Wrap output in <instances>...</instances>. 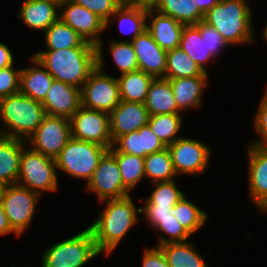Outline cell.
Returning a JSON list of instances; mask_svg holds the SVG:
<instances>
[{
	"instance_id": "cell-1",
	"label": "cell",
	"mask_w": 267,
	"mask_h": 267,
	"mask_svg": "<svg viewBox=\"0 0 267 267\" xmlns=\"http://www.w3.org/2000/svg\"><path fill=\"white\" fill-rule=\"evenodd\" d=\"M102 202H106V208L89 228L98 251L108 256L140 220L137 213L141 214V208L135 207L130 195Z\"/></svg>"
},
{
	"instance_id": "cell-2",
	"label": "cell",
	"mask_w": 267,
	"mask_h": 267,
	"mask_svg": "<svg viewBox=\"0 0 267 267\" xmlns=\"http://www.w3.org/2000/svg\"><path fill=\"white\" fill-rule=\"evenodd\" d=\"M55 80L82 88L97 68L96 46L44 50L33 54Z\"/></svg>"
},
{
	"instance_id": "cell-3",
	"label": "cell",
	"mask_w": 267,
	"mask_h": 267,
	"mask_svg": "<svg viewBox=\"0 0 267 267\" xmlns=\"http://www.w3.org/2000/svg\"><path fill=\"white\" fill-rule=\"evenodd\" d=\"M252 10L247 0H220L203 21L214 27L229 44H249L254 39Z\"/></svg>"
},
{
	"instance_id": "cell-4",
	"label": "cell",
	"mask_w": 267,
	"mask_h": 267,
	"mask_svg": "<svg viewBox=\"0 0 267 267\" xmlns=\"http://www.w3.org/2000/svg\"><path fill=\"white\" fill-rule=\"evenodd\" d=\"M46 116L42 103L18 92L0 99V135L27 141Z\"/></svg>"
},
{
	"instance_id": "cell-5",
	"label": "cell",
	"mask_w": 267,
	"mask_h": 267,
	"mask_svg": "<svg viewBox=\"0 0 267 267\" xmlns=\"http://www.w3.org/2000/svg\"><path fill=\"white\" fill-rule=\"evenodd\" d=\"M102 41L96 46L97 68L81 88V105L110 114L120 103L118 80L105 73L103 64Z\"/></svg>"
},
{
	"instance_id": "cell-6",
	"label": "cell",
	"mask_w": 267,
	"mask_h": 267,
	"mask_svg": "<svg viewBox=\"0 0 267 267\" xmlns=\"http://www.w3.org/2000/svg\"><path fill=\"white\" fill-rule=\"evenodd\" d=\"M99 254L93 233L88 227L50 246L43 253L41 267H82Z\"/></svg>"
},
{
	"instance_id": "cell-7",
	"label": "cell",
	"mask_w": 267,
	"mask_h": 267,
	"mask_svg": "<svg viewBox=\"0 0 267 267\" xmlns=\"http://www.w3.org/2000/svg\"><path fill=\"white\" fill-rule=\"evenodd\" d=\"M109 148L71 137L56 157V166L71 177L91 179L103 155Z\"/></svg>"
},
{
	"instance_id": "cell-8",
	"label": "cell",
	"mask_w": 267,
	"mask_h": 267,
	"mask_svg": "<svg viewBox=\"0 0 267 267\" xmlns=\"http://www.w3.org/2000/svg\"><path fill=\"white\" fill-rule=\"evenodd\" d=\"M56 160L26 146L22 150L17 184L42 195V191H56L58 176Z\"/></svg>"
},
{
	"instance_id": "cell-9",
	"label": "cell",
	"mask_w": 267,
	"mask_h": 267,
	"mask_svg": "<svg viewBox=\"0 0 267 267\" xmlns=\"http://www.w3.org/2000/svg\"><path fill=\"white\" fill-rule=\"evenodd\" d=\"M39 196L17 183L6 187L0 203L12 230L18 236L23 234L31 224Z\"/></svg>"
},
{
	"instance_id": "cell-10",
	"label": "cell",
	"mask_w": 267,
	"mask_h": 267,
	"mask_svg": "<svg viewBox=\"0 0 267 267\" xmlns=\"http://www.w3.org/2000/svg\"><path fill=\"white\" fill-rule=\"evenodd\" d=\"M70 138V119L46 115L26 142L32 150L56 159Z\"/></svg>"
},
{
	"instance_id": "cell-11",
	"label": "cell",
	"mask_w": 267,
	"mask_h": 267,
	"mask_svg": "<svg viewBox=\"0 0 267 267\" xmlns=\"http://www.w3.org/2000/svg\"><path fill=\"white\" fill-rule=\"evenodd\" d=\"M70 124L71 137L93 142L109 149L112 147L108 113L81 105L70 118Z\"/></svg>"
},
{
	"instance_id": "cell-12",
	"label": "cell",
	"mask_w": 267,
	"mask_h": 267,
	"mask_svg": "<svg viewBox=\"0 0 267 267\" xmlns=\"http://www.w3.org/2000/svg\"><path fill=\"white\" fill-rule=\"evenodd\" d=\"M86 189V191L95 192L100 202L130 195L123 186L115 152L111 148L101 158L91 179L87 182Z\"/></svg>"
},
{
	"instance_id": "cell-13",
	"label": "cell",
	"mask_w": 267,
	"mask_h": 267,
	"mask_svg": "<svg viewBox=\"0 0 267 267\" xmlns=\"http://www.w3.org/2000/svg\"><path fill=\"white\" fill-rule=\"evenodd\" d=\"M167 148L177 175L206 171L211 149L201 141L180 137Z\"/></svg>"
},
{
	"instance_id": "cell-14",
	"label": "cell",
	"mask_w": 267,
	"mask_h": 267,
	"mask_svg": "<svg viewBox=\"0 0 267 267\" xmlns=\"http://www.w3.org/2000/svg\"><path fill=\"white\" fill-rule=\"evenodd\" d=\"M249 198L267 213V146L248 144Z\"/></svg>"
},
{
	"instance_id": "cell-15",
	"label": "cell",
	"mask_w": 267,
	"mask_h": 267,
	"mask_svg": "<svg viewBox=\"0 0 267 267\" xmlns=\"http://www.w3.org/2000/svg\"><path fill=\"white\" fill-rule=\"evenodd\" d=\"M62 8L64 11L59 14V19L72 27L84 41L97 46L101 41L100 33L106 30V22L97 14L75 2L59 7V9Z\"/></svg>"
},
{
	"instance_id": "cell-16",
	"label": "cell",
	"mask_w": 267,
	"mask_h": 267,
	"mask_svg": "<svg viewBox=\"0 0 267 267\" xmlns=\"http://www.w3.org/2000/svg\"><path fill=\"white\" fill-rule=\"evenodd\" d=\"M41 103L46 115L70 119L81 106V89L54 79Z\"/></svg>"
},
{
	"instance_id": "cell-17",
	"label": "cell",
	"mask_w": 267,
	"mask_h": 267,
	"mask_svg": "<svg viewBox=\"0 0 267 267\" xmlns=\"http://www.w3.org/2000/svg\"><path fill=\"white\" fill-rule=\"evenodd\" d=\"M138 61L140 71L153 76L164 78L167 62V51L163 50L146 29L131 41Z\"/></svg>"
},
{
	"instance_id": "cell-18",
	"label": "cell",
	"mask_w": 267,
	"mask_h": 267,
	"mask_svg": "<svg viewBox=\"0 0 267 267\" xmlns=\"http://www.w3.org/2000/svg\"><path fill=\"white\" fill-rule=\"evenodd\" d=\"M149 114L144 103L121 100L109 114L110 134L112 142L118 137L139 130L148 124Z\"/></svg>"
},
{
	"instance_id": "cell-19",
	"label": "cell",
	"mask_w": 267,
	"mask_h": 267,
	"mask_svg": "<svg viewBox=\"0 0 267 267\" xmlns=\"http://www.w3.org/2000/svg\"><path fill=\"white\" fill-rule=\"evenodd\" d=\"M165 148L166 146L152 132L148 124L139 130L118 137L111 147L115 153L132 154L143 158Z\"/></svg>"
},
{
	"instance_id": "cell-20",
	"label": "cell",
	"mask_w": 267,
	"mask_h": 267,
	"mask_svg": "<svg viewBox=\"0 0 267 267\" xmlns=\"http://www.w3.org/2000/svg\"><path fill=\"white\" fill-rule=\"evenodd\" d=\"M152 20L146 29L152 35L154 41L165 51L178 48L184 24L174 18L163 15L153 8H147V21Z\"/></svg>"
},
{
	"instance_id": "cell-21",
	"label": "cell",
	"mask_w": 267,
	"mask_h": 267,
	"mask_svg": "<svg viewBox=\"0 0 267 267\" xmlns=\"http://www.w3.org/2000/svg\"><path fill=\"white\" fill-rule=\"evenodd\" d=\"M59 10L51 0H24L18 16L31 29L45 32L59 19Z\"/></svg>"
},
{
	"instance_id": "cell-22",
	"label": "cell",
	"mask_w": 267,
	"mask_h": 267,
	"mask_svg": "<svg viewBox=\"0 0 267 267\" xmlns=\"http://www.w3.org/2000/svg\"><path fill=\"white\" fill-rule=\"evenodd\" d=\"M30 60L34 66L21 69L19 92L42 102L54 78L35 57L32 56Z\"/></svg>"
},
{
	"instance_id": "cell-23",
	"label": "cell",
	"mask_w": 267,
	"mask_h": 267,
	"mask_svg": "<svg viewBox=\"0 0 267 267\" xmlns=\"http://www.w3.org/2000/svg\"><path fill=\"white\" fill-rule=\"evenodd\" d=\"M207 80L208 76L169 79L180 112L201 106Z\"/></svg>"
},
{
	"instance_id": "cell-24",
	"label": "cell",
	"mask_w": 267,
	"mask_h": 267,
	"mask_svg": "<svg viewBox=\"0 0 267 267\" xmlns=\"http://www.w3.org/2000/svg\"><path fill=\"white\" fill-rule=\"evenodd\" d=\"M149 116L158 114H181L178 110L169 79L154 78L145 102Z\"/></svg>"
},
{
	"instance_id": "cell-25",
	"label": "cell",
	"mask_w": 267,
	"mask_h": 267,
	"mask_svg": "<svg viewBox=\"0 0 267 267\" xmlns=\"http://www.w3.org/2000/svg\"><path fill=\"white\" fill-rule=\"evenodd\" d=\"M26 141L0 135V180L6 184H16L20 157Z\"/></svg>"
},
{
	"instance_id": "cell-26",
	"label": "cell",
	"mask_w": 267,
	"mask_h": 267,
	"mask_svg": "<svg viewBox=\"0 0 267 267\" xmlns=\"http://www.w3.org/2000/svg\"><path fill=\"white\" fill-rule=\"evenodd\" d=\"M111 17L106 22V29L110 24V20L115 19L119 23L118 26L122 33H131L132 35L131 40L126 39L124 41H132L136 36L146 30L147 8L145 7L132 5L124 1Z\"/></svg>"
},
{
	"instance_id": "cell-27",
	"label": "cell",
	"mask_w": 267,
	"mask_h": 267,
	"mask_svg": "<svg viewBox=\"0 0 267 267\" xmlns=\"http://www.w3.org/2000/svg\"><path fill=\"white\" fill-rule=\"evenodd\" d=\"M158 247L163 251L169 267H208L198 250L188 241Z\"/></svg>"
},
{
	"instance_id": "cell-28",
	"label": "cell",
	"mask_w": 267,
	"mask_h": 267,
	"mask_svg": "<svg viewBox=\"0 0 267 267\" xmlns=\"http://www.w3.org/2000/svg\"><path fill=\"white\" fill-rule=\"evenodd\" d=\"M117 80L121 100L144 103L154 77L137 70L122 74Z\"/></svg>"
},
{
	"instance_id": "cell-29",
	"label": "cell",
	"mask_w": 267,
	"mask_h": 267,
	"mask_svg": "<svg viewBox=\"0 0 267 267\" xmlns=\"http://www.w3.org/2000/svg\"><path fill=\"white\" fill-rule=\"evenodd\" d=\"M179 47L207 73L204 66L213 59V56L207 49L206 33H200L195 25H185Z\"/></svg>"
},
{
	"instance_id": "cell-30",
	"label": "cell",
	"mask_w": 267,
	"mask_h": 267,
	"mask_svg": "<svg viewBox=\"0 0 267 267\" xmlns=\"http://www.w3.org/2000/svg\"><path fill=\"white\" fill-rule=\"evenodd\" d=\"M153 9L184 25H196L204 19L195 0H160Z\"/></svg>"
},
{
	"instance_id": "cell-31",
	"label": "cell",
	"mask_w": 267,
	"mask_h": 267,
	"mask_svg": "<svg viewBox=\"0 0 267 267\" xmlns=\"http://www.w3.org/2000/svg\"><path fill=\"white\" fill-rule=\"evenodd\" d=\"M48 50H59L78 46H95L84 39L69 25L58 19L45 31Z\"/></svg>"
},
{
	"instance_id": "cell-32",
	"label": "cell",
	"mask_w": 267,
	"mask_h": 267,
	"mask_svg": "<svg viewBox=\"0 0 267 267\" xmlns=\"http://www.w3.org/2000/svg\"><path fill=\"white\" fill-rule=\"evenodd\" d=\"M193 76H208L201 67L180 47L167 51L164 78L175 79Z\"/></svg>"
},
{
	"instance_id": "cell-33",
	"label": "cell",
	"mask_w": 267,
	"mask_h": 267,
	"mask_svg": "<svg viewBox=\"0 0 267 267\" xmlns=\"http://www.w3.org/2000/svg\"><path fill=\"white\" fill-rule=\"evenodd\" d=\"M145 177L154 182L172 181L177 176L168 148L147 155Z\"/></svg>"
},
{
	"instance_id": "cell-34",
	"label": "cell",
	"mask_w": 267,
	"mask_h": 267,
	"mask_svg": "<svg viewBox=\"0 0 267 267\" xmlns=\"http://www.w3.org/2000/svg\"><path fill=\"white\" fill-rule=\"evenodd\" d=\"M170 213L176 217L190 234L201 229L209 218L207 213L188 200L185 195L171 208Z\"/></svg>"
},
{
	"instance_id": "cell-35",
	"label": "cell",
	"mask_w": 267,
	"mask_h": 267,
	"mask_svg": "<svg viewBox=\"0 0 267 267\" xmlns=\"http://www.w3.org/2000/svg\"><path fill=\"white\" fill-rule=\"evenodd\" d=\"M123 186L130 192L145 177V159L132 154L115 153Z\"/></svg>"
},
{
	"instance_id": "cell-36",
	"label": "cell",
	"mask_w": 267,
	"mask_h": 267,
	"mask_svg": "<svg viewBox=\"0 0 267 267\" xmlns=\"http://www.w3.org/2000/svg\"><path fill=\"white\" fill-rule=\"evenodd\" d=\"M181 114H158L149 116L148 125L152 132L167 147L180 138L176 134L181 130Z\"/></svg>"
},
{
	"instance_id": "cell-37",
	"label": "cell",
	"mask_w": 267,
	"mask_h": 267,
	"mask_svg": "<svg viewBox=\"0 0 267 267\" xmlns=\"http://www.w3.org/2000/svg\"><path fill=\"white\" fill-rule=\"evenodd\" d=\"M110 52L122 74L139 70L137 56L131 41H112Z\"/></svg>"
},
{
	"instance_id": "cell-38",
	"label": "cell",
	"mask_w": 267,
	"mask_h": 267,
	"mask_svg": "<svg viewBox=\"0 0 267 267\" xmlns=\"http://www.w3.org/2000/svg\"><path fill=\"white\" fill-rule=\"evenodd\" d=\"M153 184L154 191L145 200L144 205L175 206L184 196L174 180L154 182Z\"/></svg>"
},
{
	"instance_id": "cell-39",
	"label": "cell",
	"mask_w": 267,
	"mask_h": 267,
	"mask_svg": "<svg viewBox=\"0 0 267 267\" xmlns=\"http://www.w3.org/2000/svg\"><path fill=\"white\" fill-rule=\"evenodd\" d=\"M153 228L171 237L166 238L160 234L158 236L159 241L157 247L166 243L187 241L188 237L191 235L172 214L166 219H159V222Z\"/></svg>"
},
{
	"instance_id": "cell-40",
	"label": "cell",
	"mask_w": 267,
	"mask_h": 267,
	"mask_svg": "<svg viewBox=\"0 0 267 267\" xmlns=\"http://www.w3.org/2000/svg\"><path fill=\"white\" fill-rule=\"evenodd\" d=\"M124 1L125 0H74L73 2L97 14L107 22Z\"/></svg>"
},
{
	"instance_id": "cell-41",
	"label": "cell",
	"mask_w": 267,
	"mask_h": 267,
	"mask_svg": "<svg viewBox=\"0 0 267 267\" xmlns=\"http://www.w3.org/2000/svg\"><path fill=\"white\" fill-rule=\"evenodd\" d=\"M20 75L21 69H14L13 65L0 69V99L19 92Z\"/></svg>"
},
{
	"instance_id": "cell-42",
	"label": "cell",
	"mask_w": 267,
	"mask_h": 267,
	"mask_svg": "<svg viewBox=\"0 0 267 267\" xmlns=\"http://www.w3.org/2000/svg\"><path fill=\"white\" fill-rule=\"evenodd\" d=\"M200 33H206V45L213 58L218 56L219 51L229 44L224 40L222 35L212 26L208 25L203 20L195 25Z\"/></svg>"
},
{
	"instance_id": "cell-43",
	"label": "cell",
	"mask_w": 267,
	"mask_h": 267,
	"mask_svg": "<svg viewBox=\"0 0 267 267\" xmlns=\"http://www.w3.org/2000/svg\"><path fill=\"white\" fill-rule=\"evenodd\" d=\"M254 117V127L256 132L260 134V140L251 142V144L267 146V100L263 96Z\"/></svg>"
},
{
	"instance_id": "cell-44",
	"label": "cell",
	"mask_w": 267,
	"mask_h": 267,
	"mask_svg": "<svg viewBox=\"0 0 267 267\" xmlns=\"http://www.w3.org/2000/svg\"><path fill=\"white\" fill-rule=\"evenodd\" d=\"M173 206L144 205L141 208V214H145L146 221L154 227L159 219H166L171 216L170 210Z\"/></svg>"
},
{
	"instance_id": "cell-45",
	"label": "cell",
	"mask_w": 267,
	"mask_h": 267,
	"mask_svg": "<svg viewBox=\"0 0 267 267\" xmlns=\"http://www.w3.org/2000/svg\"><path fill=\"white\" fill-rule=\"evenodd\" d=\"M142 267H169L163 251L159 247L145 248Z\"/></svg>"
},
{
	"instance_id": "cell-46",
	"label": "cell",
	"mask_w": 267,
	"mask_h": 267,
	"mask_svg": "<svg viewBox=\"0 0 267 267\" xmlns=\"http://www.w3.org/2000/svg\"><path fill=\"white\" fill-rule=\"evenodd\" d=\"M14 64V57L7 45L0 42V69L10 67Z\"/></svg>"
},
{
	"instance_id": "cell-47",
	"label": "cell",
	"mask_w": 267,
	"mask_h": 267,
	"mask_svg": "<svg viewBox=\"0 0 267 267\" xmlns=\"http://www.w3.org/2000/svg\"><path fill=\"white\" fill-rule=\"evenodd\" d=\"M12 232H13V234H15L18 237V235L12 230V228L8 222L7 216H6V214L3 210V207L0 203V235L9 234Z\"/></svg>"
},
{
	"instance_id": "cell-48",
	"label": "cell",
	"mask_w": 267,
	"mask_h": 267,
	"mask_svg": "<svg viewBox=\"0 0 267 267\" xmlns=\"http://www.w3.org/2000/svg\"><path fill=\"white\" fill-rule=\"evenodd\" d=\"M220 0H195L198 9L205 15Z\"/></svg>"
},
{
	"instance_id": "cell-49",
	"label": "cell",
	"mask_w": 267,
	"mask_h": 267,
	"mask_svg": "<svg viewBox=\"0 0 267 267\" xmlns=\"http://www.w3.org/2000/svg\"><path fill=\"white\" fill-rule=\"evenodd\" d=\"M160 0H125L126 3L145 8H154Z\"/></svg>"
},
{
	"instance_id": "cell-50",
	"label": "cell",
	"mask_w": 267,
	"mask_h": 267,
	"mask_svg": "<svg viewBox=\"0 0 267 267\" xmlns=\"http://www.w3.org/2000/svg\"><path fill=\"white\" fill-rule=\"evenodd\" d=\"M8 186V184H6L4 181L0 180V201L1 198L3 197L6 187Z\"/></svg>"
},
{
	"instance_id": "cell-51",
	"label": "cell",
	"mask_w": 267,
	"mask_h": 267,
	"mask_svg": "<svg viewBox=\"0 0 267 267\" xmlns=\"http://www.w3.org/2000/svg\"><path fill=\"white\" fill-rule=\"evenodd\" d=\"M51 1L54 2L58 7H60L61 5L71 3L74 0H51Z\"/></svg>"
},
{
	"instance_id": "cell-52",
	"label": "cell",
	"mask_w": 267,
	"mask_h": 267,
	"mask_svg": "<svg viewBox=\"0 0 267 267\" xmlns=\"http://www.w3.org/2000/svg\"><path fill=\"white\" fill-rule=\"evenodd\" d=\"M263 36L265 38V41L267 42V23H266V25H265V27L263 29Z\"/></svg>"
},
{
	"instance_id": "cell-53",
	"label": "cell",
	"mask_w": 267,
	"mask_h": 267,
	"mask_svg": "<svg viewBox=\"0 0 267 267\" xmlns=\"http://www.w3.org/2000/svg\"><path fill=\"white\" fill-rule=\"evenodd\" d=\"M263 97L267 100V88H266V90L264 91V95H263Z\"/></svg>"
}]
</instances>
